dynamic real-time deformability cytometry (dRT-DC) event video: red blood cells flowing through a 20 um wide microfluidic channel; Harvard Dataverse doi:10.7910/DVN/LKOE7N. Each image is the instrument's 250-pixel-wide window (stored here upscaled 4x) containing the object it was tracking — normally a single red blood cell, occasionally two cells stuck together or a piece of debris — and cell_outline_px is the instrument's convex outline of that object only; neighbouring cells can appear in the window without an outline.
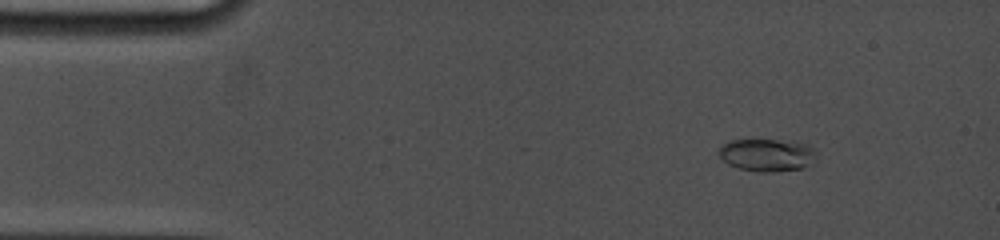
{"species": "common noctule bat (a hibernating species)", "species_latin": "Nyctalus noctula", "temperature_condition": "cold", "stored_images_in_passage": 25, "camera_frame_rate_fps": 5000, "um_per_image_px": 0.085, "animal": {"sex": "female", "body_mass_g": 19.0, "forearm_length_mm": 53.3}, "frame": {"image": 1, "passage_image": 3, "time_ms": 1.4, "image_size_px": [1000, 240], "cell_outline_px": [[816, 156], [804, 168], [772, 172], [760, 172], [740, 168], [728, 164], [720, 156], [720, 148], [728, 140], [744, 136], [808, 144], [816, 152]], "centroid_in_image_um": [65.14, 13.12], "position_along_channel_um": 19.9, "area_um2": 18.9}}
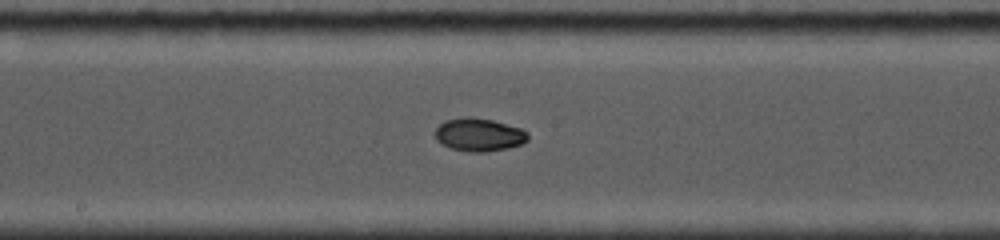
{"frame": {"image": 2, "passage_image": 14, "time_ms": 8.4, "image_size_px": [1000, 240], "cell_outline_px": [[528, 140], [520, 144], [508, 148], [484, 152], [468, 152], [448, 148], [436, 140], [432, 132], [444, 120], [468, 116], [472, 116], [492, 120], [520, 128], [528, 132]], "centroid_in_image_um": [40.66, 11.45], "position_along_channel_um": 207.5, "area_um2": 18.15}}
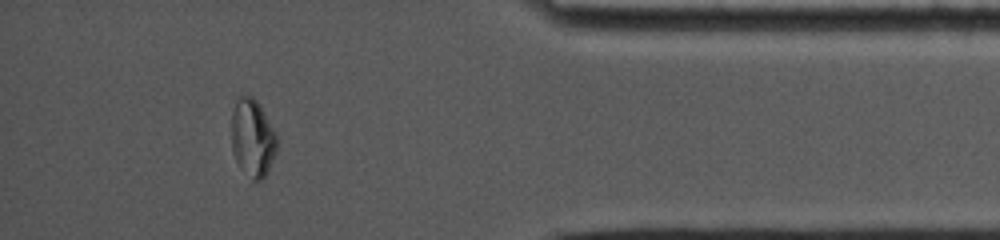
{"frame": {"image": 3, "passage_image": 23, "time_ms": 14.4, "image_size_px": [1000, 240], "cell_outline_px": [[276, 148], [268, 172], [260, 180], [252, 180], [236, 160], [232, 148], [232, 112], [236, 100], [240, 96], [252, 96], [256, 100], [276, 132]], "centroid_in_image_um": [21.46, 11.71], "position_along_channel_um": 413.7, "area_um2": 20.11}, "authors_computed_cell_mechanics": {"area_um2": 18.1492, "velocity_mm_per_s": 3.7793, "shape_relaxation_time_tau1_ms": 6.6132, "shape_relaxation_time_tau2_ms": 3.1861, "deformation_change_tau1": 0.1831, "deformation_change_tau2": 0.0309}}